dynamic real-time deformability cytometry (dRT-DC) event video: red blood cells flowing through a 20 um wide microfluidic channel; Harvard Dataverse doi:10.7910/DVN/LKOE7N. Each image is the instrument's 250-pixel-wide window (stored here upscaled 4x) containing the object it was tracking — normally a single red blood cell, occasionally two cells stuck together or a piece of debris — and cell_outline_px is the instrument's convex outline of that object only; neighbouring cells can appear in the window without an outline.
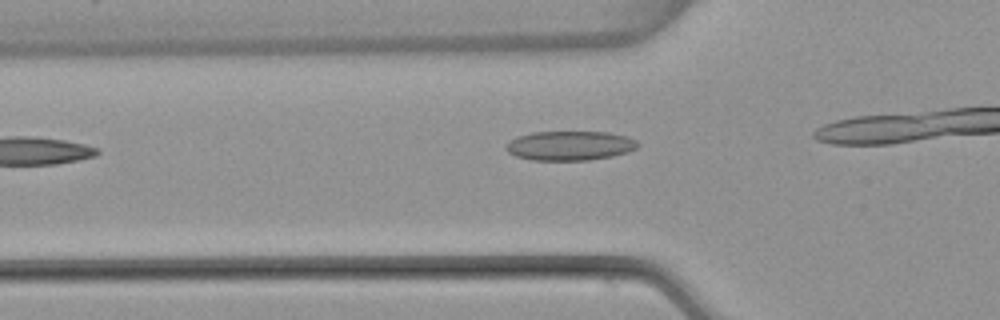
{"species": "common noctule bat (a hibernating species)", "species_latin": "Nyctalus noctula", "temperature_condition": "warm", "stored_images_in_passage": 8, "camera_frame_rate_fps": 3000, "um_per_image_px": 0.085, "animal": {"sex": "female", "body_mass_g": 22.7, "forearm_length_mm": 54.2}, "frame": {"image": 1, "passage_image": 4, "time_ms": 1.0, "image_size_px": [1000, 320], "cell_outline_px": [[640, 144], [636, 148], [628, 152], [612, 156], [588, 160], [532, 160], [516, 156], [508, 152], [504, 148], [508, 140], [516, 136], [532, 132], [608, 132], [628, 136], [636, 140]], "centroid_in_image_um": [48.42, 12.37], "position_along_channel_um": 77.4, "area_um2": 22.77}}
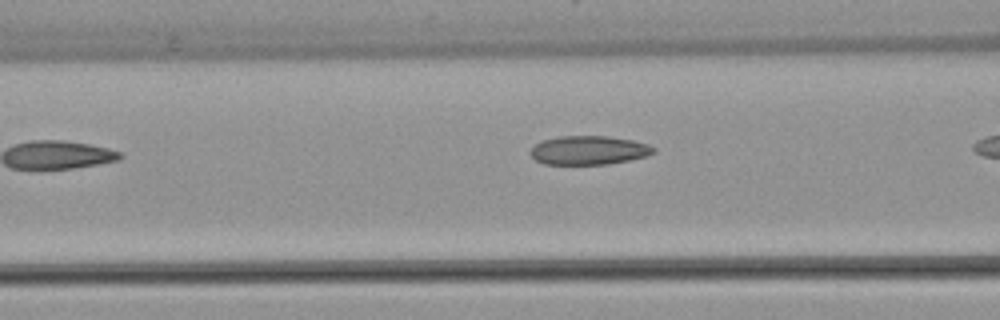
{"frame": {"image": 2, "passage_image": 7, "time_ms": 2.0, "image_size_px": [1000, 320], "cell_outline_px": [[656, 152], [644, 156], [628, 160], [608, 164], [544, 164], [536, 160], [528, 152], [540, 140], [560, 136], [608, 136], [632, 140], [648, 144], [656, 148]], "centroid_in_image_um": [50.03, 12.76], "position_along_channel_um": 116.6, "area_um2": 20.69}}